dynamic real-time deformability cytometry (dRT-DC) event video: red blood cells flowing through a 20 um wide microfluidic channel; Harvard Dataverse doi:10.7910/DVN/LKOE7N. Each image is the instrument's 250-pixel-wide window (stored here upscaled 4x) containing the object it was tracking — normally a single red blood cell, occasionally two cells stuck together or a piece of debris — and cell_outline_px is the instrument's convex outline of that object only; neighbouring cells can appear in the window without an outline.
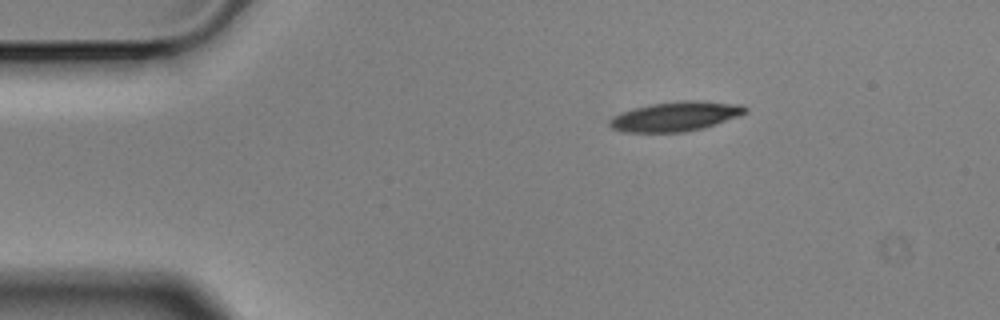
{"species": "Egyptian fruit bat (a non-hibernating species)", "species_latin": "Rousettus aegyptiacus", "temperature_condition": "cold", "stored_images_in_passage": 3, "camera_frame_rate_fps": 3000, "um_per_image_px": 0.085, "animal": {"sex": "male"}, "frame": {"image": 1, "passage_image": 1, "time_ms": 0.0, "image_size_px": [1000, 320], "cell_outline_px": [[748, 112], [740, 116], [704, 128], [684, 132], [624, 132], [612, 128], [608, 124], [608, 120], [612, 116], [620, 112], [632, 108], [652, 104], [684, 100], [696, 100], [740, 104], [748, 108]], "centroid_in_image_um": [57.42, 9.89], "position_along_channel_um": 27.6, "area_um2": 23.58}}
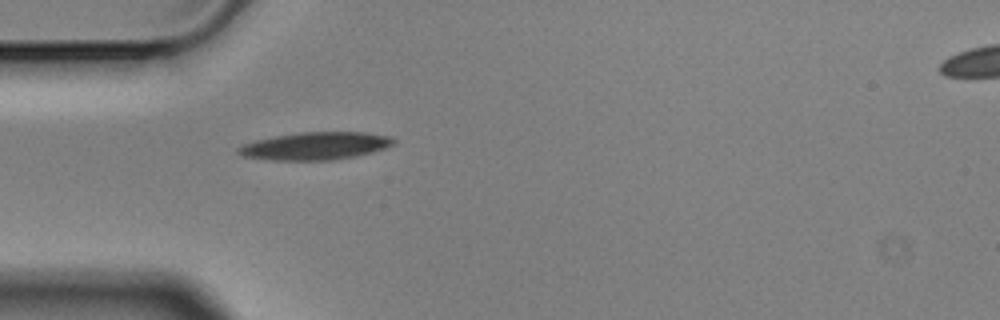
{"frame": {"image": 2, "passage_image": 3, "time_ms": 0.667, "image_size_px": [1000, 320], "cell_outline_px": [[396, 144], [372, 152], [356, 156], [332, 160], [272, 160], [244, 156], [236, 152], [236, 148], [244, 144], [256, 140], [276, 136], [300, 132], [364, 132], [392, 136], [396, 140]], "centroid_in_image_um": [26.85, 12.4], "position_along_channel_um": 58.2, "area_um2": 25.03}}